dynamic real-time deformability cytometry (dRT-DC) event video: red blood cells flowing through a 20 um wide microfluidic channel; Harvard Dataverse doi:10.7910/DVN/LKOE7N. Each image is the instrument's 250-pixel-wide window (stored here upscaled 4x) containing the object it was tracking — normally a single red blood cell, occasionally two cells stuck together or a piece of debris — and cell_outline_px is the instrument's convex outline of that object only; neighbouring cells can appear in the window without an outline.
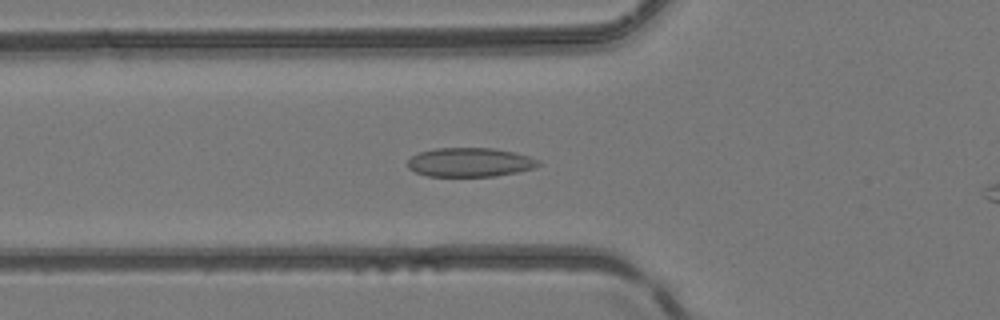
{"species": "common noctule bat (a hibernating species)", "species_latin": "Nyctalus noctula", "temperature_condition": "room temperature", "stored_images_in_passage": 34, "camera_frame_rate_fps": 3000, "um_per_image_px": 0.085, "animal": {"sex": "female", "body_mass_g": 24.6, "forearm_length_mm": 56.2}, "frame": {"image": 1, "passage_image": 9, "time_ms": 2.667, "image_size_px": [1000, 320], "cell_outline_px": [[540, 164], [536, 168], [496, 176], [428, 176], [416, 172], [408, 168], [408, 160], [412, 156], [420, 152], [436, 148], [492, 148], [512, 152], [528, 156], [540, 160]], "centroid_in_image_um": [39.95, 13.8], "position_along_channel_um": 85.8, "area_um2": 22.02}}
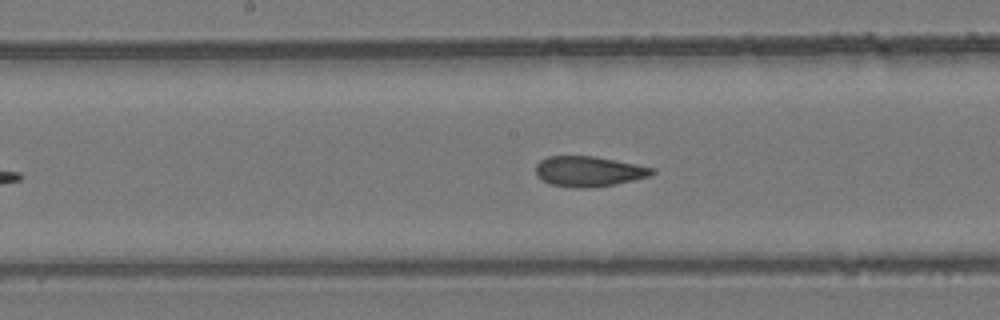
{"frame": {"image": 2, "passage_image": 17, "time_ms": 5.333, "image_size_px": [1000, 320], "cell_outline_px": [[656, 172], [648, 176], [632, 180], [612, 184], [588, 188], [576, 188], [548, 184], [536, 176], [536, 164], [540, 160], [548, 156], [592, 156], [636, 164], [656, 168]], "centroid_in_image_um": [50.0, 14.56], "position_along_channel_um": 198.2, "area_um2": 20.46}}
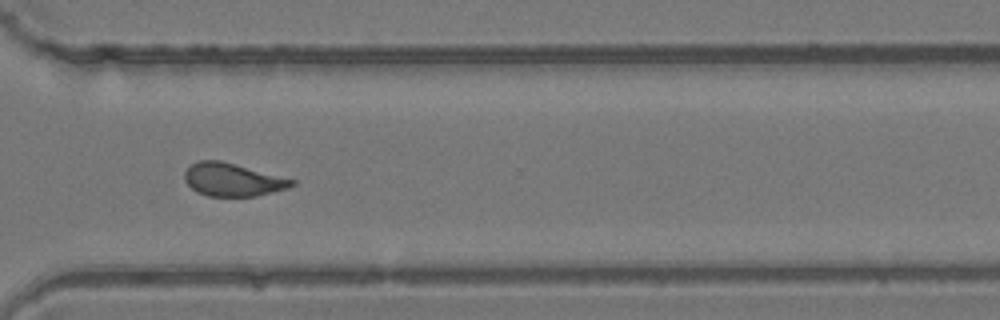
{"frame": {"image": 3, "passage_image": 28, "time_ms": 9.0, "image_size_px": [1000, 320], "cell_outline_px": [[296, 184], [288, 188], [256, 196], [208, 196], [196, 192], [184, 180], [184, 172], [192, 164], [200, 160], [220, 160], [296, 180]], "centroid_in_image_um": [19.77, 15.28], "position_along_channel_um": 350.8, "area_um2": 20.52}, "authors_computed_cell_mechanics": {"area_um2": 21.3282, "velocity_mm_per_s": 4.1757, "shape_relaxation_time_tau1_ms": null, "shape_relaxation_time_tau2_ms": 1.5373, "deformation_change_tau1": null, "deformation_change_tau2": 0.0722}}